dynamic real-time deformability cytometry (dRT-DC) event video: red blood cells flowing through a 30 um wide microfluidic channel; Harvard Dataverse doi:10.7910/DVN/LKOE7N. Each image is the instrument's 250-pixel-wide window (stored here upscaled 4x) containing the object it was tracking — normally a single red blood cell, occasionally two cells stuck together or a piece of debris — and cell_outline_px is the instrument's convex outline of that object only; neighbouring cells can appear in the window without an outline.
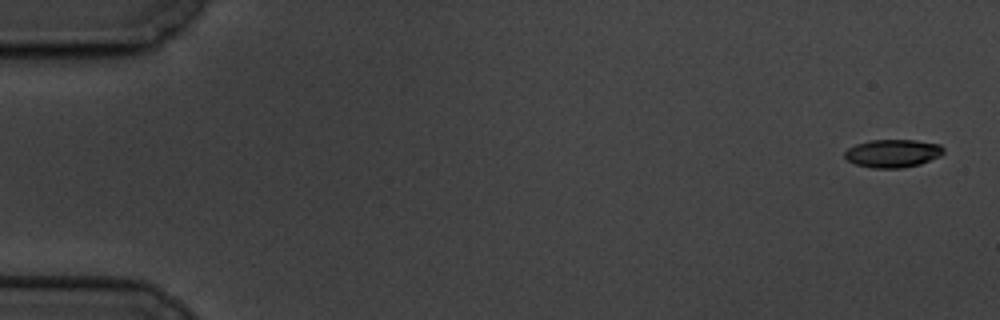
{"species": "common noctule bat (a hibernating species)", "species_latin": "Nyctalus noctula", "temperature_condition": "cold", "stored_images_in_passage": 5, "camera_frame_rate_fps": 3000, "um_per_image_px": 0.085, "animal": {"sex": "male", "body_mass_g": 19.5, "forearm_length_mm": 54.6}, "frame": {"image": 1, "passage_image": 1, "time_ms": 0.0, "image_size_px": [1000, 320], "cell_outline_px": [[944, 152], [940, 156], [920, 164], [904, 168], [872, 168], [856, 164], [848, 160], [844, 156], [844, 152], [848, 148], [856, 144], [868, 140], [916, 140], [940, 144], [944, 148]], "centroid_in_image_um": [75.89, 13.03], "position_along_channel_um": 9.1, "area_um2": 16.24}}
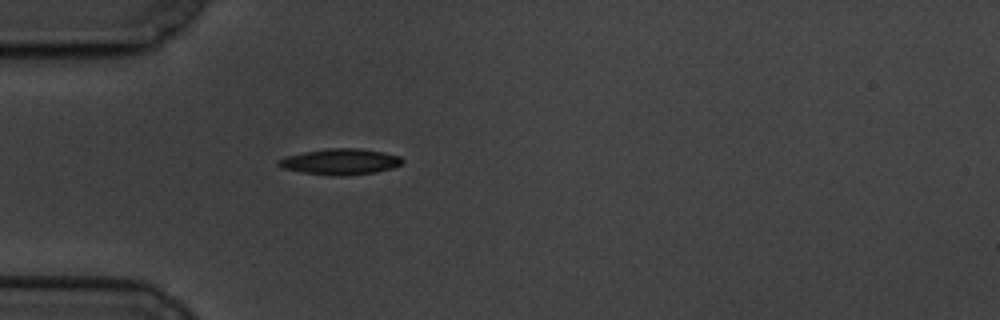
{"frame": {"image": 2, "passage_image": 5, "time_ms": 5.333, "image_size_px": [1000, 320], "cell_outline_px": [[404, 160], [400, 164], [392, 168], [376, 172], [344, 176], [340, 176], [304, 172], [284, 168], [276, 164], [276, 160], [284, 156], [304, 152], [328, 148], [360, 148], [384, 152], [400, 156]], "centroid_in_image_um": [28.93, 13.73], "position_along_channel_um": 56.1, "area_um2": 18.67}}